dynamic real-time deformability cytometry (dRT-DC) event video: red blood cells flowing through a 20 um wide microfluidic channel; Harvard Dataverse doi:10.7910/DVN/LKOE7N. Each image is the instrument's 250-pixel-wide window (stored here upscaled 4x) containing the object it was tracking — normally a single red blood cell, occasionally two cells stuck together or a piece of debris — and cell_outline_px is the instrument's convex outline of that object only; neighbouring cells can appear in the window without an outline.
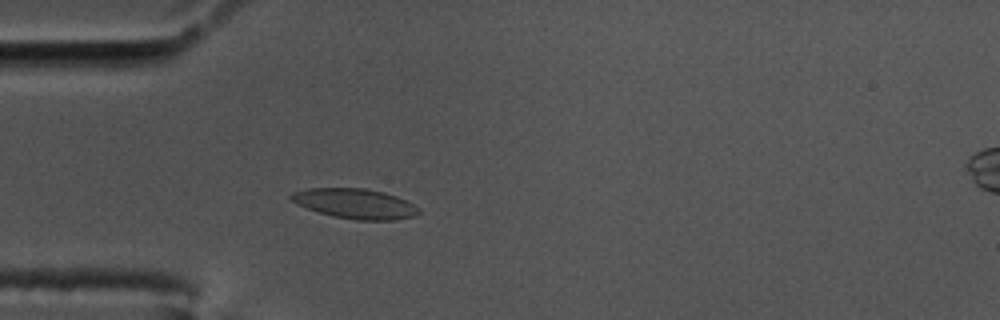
{"species": "common noctule bat (a hibernating species)", "species_latin": "Nyctalus noctula", "temperature_condition": "cold", "stored_images_in_passage": 45, "camera_frame_rate_fps": 3000, "um_per_image_px": 0.085, "animal": {"sex": "male", "body_mass_g": 17.5, "forearm_length_mm": 52.3}, "frame": {"image": 1, "passage_image": 14, "time_ms": 4.333, "image_size_px": [1000, 320], "cell_outline_px": [[420, 212], [416, 216], [392, 220], [356, 220], [332, 216], [308, 208], [292, 200], [288, 196], [292, 192], [308, 188], [364, 188], [384, 192], [396, 196], [420, 208]], "centroid_in_image_um": [30.2, 17.31], "position_along_channel_um": 54.8, "area_um2": 22.14}}
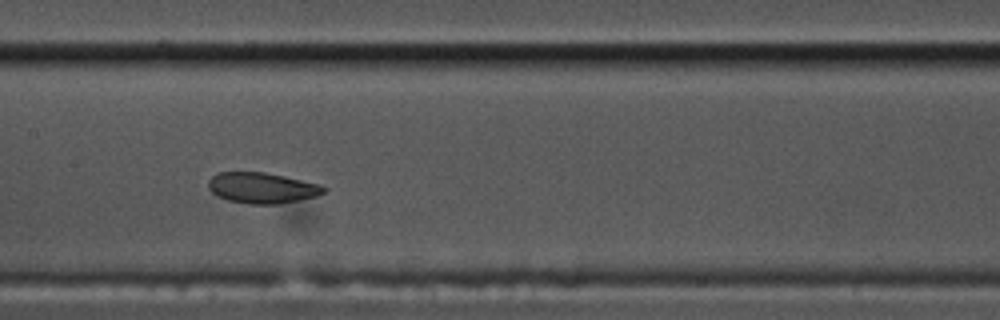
{"frame": {"image": 2, "passage_image": 26, "time_ms": 8.333, "image_size_px": [1000, 320], "cell_outline_px": [[328, 188], [324, 192], [316, 196], [276, 204], [248, 204], [228, 200], [216, 196], [208, 188], [208, 180], [216, 172], [264, 172], [284, 176], [320, 184]], "centroid_in_image_um": [22.24, 15.96], "position_along_channel_um": 185.2, "area_um2": 20.69}}
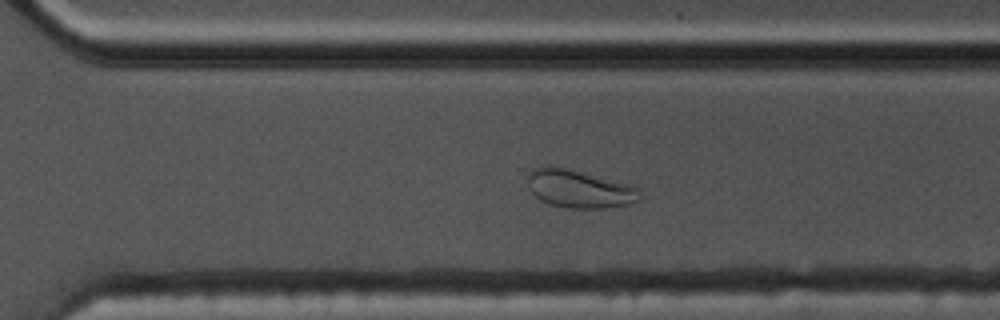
{"frame": {"image": 3, "passage_image": 38, "time_ms": 12.333, "image_size_px": [1000, 320], "cell_outline_px": [[640, 200], [628, 204], [604, 208], [568, 208], [548, 204], [540, 200], [532, 192], [528, 184], [528, 172], [532, 168], [544, 164], [552, 164], [632, 184], [640, 192]], "centroid_in_image_um": [49.21, 16.02], "position_along_channel_um": 321.4, "area_um2": 25.32}, "authors_computed_cell_mechanics": {"area_um2": 22.0796, "velocity_mm_per_s": 3.4109, "shape_relaxation_time_tau1_ms": null, "shape_relaxation_time_tau2_ms": 1.223, "deformation_change_tau1": null, "deformation_change_tau2": 0.0581}}